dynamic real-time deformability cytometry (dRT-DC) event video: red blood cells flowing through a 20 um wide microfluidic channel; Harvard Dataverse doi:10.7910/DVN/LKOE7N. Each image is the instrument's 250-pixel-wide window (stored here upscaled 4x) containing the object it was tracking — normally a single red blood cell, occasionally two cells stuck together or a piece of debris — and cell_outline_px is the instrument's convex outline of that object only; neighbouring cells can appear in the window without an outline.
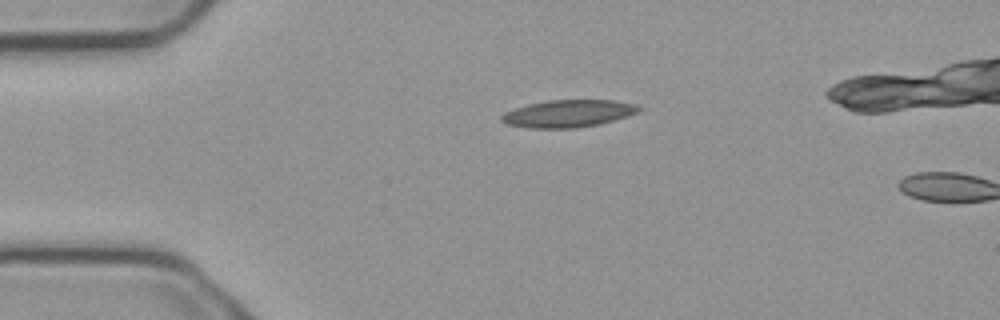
{"species": "common noctule bat (a hibernating species)", "species_latin": "Nyctalus noctula", "temperature_condition": "cold", "stored_images_in_passage": 2, "camera_frame_rate_fps": 3000, "um_per_image_px": 0.085, "animal": {"sex": "male", "body_mass_g": 23.1, "forearm_length_mm": 52.7}, "frame": {"image": 1, "passage_image": 1, "time_ms": 0.0, "image_size_px": [1000, 320], "cell_outline_px": [[644, 108], [636, 112], [600, 124], [576, 128], [532, 128], [508, 124], [500, 120], [500, 116], [504, 112], [528, 104], [548, 100], [612, 100], [636, 104]], "centroid_in_image_um": [48.28, 9.64], "position_along_channel_um": 36.7, "area_um2": 21.68}}